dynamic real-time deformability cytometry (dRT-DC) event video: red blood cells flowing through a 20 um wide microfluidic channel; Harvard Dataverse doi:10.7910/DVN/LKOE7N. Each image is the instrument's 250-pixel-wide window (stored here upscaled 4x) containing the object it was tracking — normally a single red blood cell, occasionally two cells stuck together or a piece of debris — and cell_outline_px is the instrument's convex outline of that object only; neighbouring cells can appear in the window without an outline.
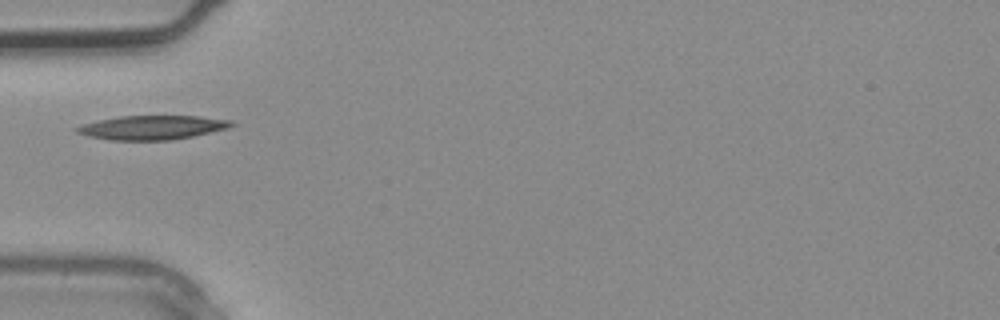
{"species": "common noctule bat (a hibernating species)", "species_latin": "Nyctalus noctula", "temperature_condition": "warm", "stored_images_in_passage": 1, "camera_frame_rate_fps": 3000, "um_per_image_px": 0.085, "animal": {"sex": "male", "body_mass_g": 20.4}, "frame": {"image": 1, "passage_image": 1, "time_ms": 0.0, "image_size_px": [1000, 320], "cell_outline_px": [[236, 124], [228, 128], [192, 136], [168, 140], [112, 140], [88, 136], [76, 132], [76, 128], [84, 124], [100, 120], [120, 116], [200, 116], [232, 120]], "centroid_in_image_um": [12.98, 10.83], "position_along_channel_um": 72.0, "area_um2": 21.44}}